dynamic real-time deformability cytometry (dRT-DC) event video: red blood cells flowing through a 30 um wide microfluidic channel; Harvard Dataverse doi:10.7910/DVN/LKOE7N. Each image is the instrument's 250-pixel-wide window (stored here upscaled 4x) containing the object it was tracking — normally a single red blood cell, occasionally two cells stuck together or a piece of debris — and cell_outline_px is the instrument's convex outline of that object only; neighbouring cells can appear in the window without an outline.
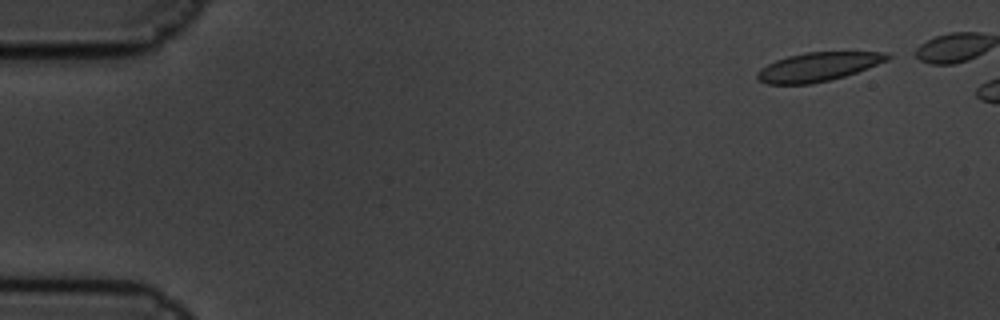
{"species": "common noctule bat (a hibernating species)", "species_latin": "Nyctalus noctula", "temperature_condition": "cold", "stored_images_in_passage": 8, "camera_frame_rate_fps": 3000, "um_per_image_px": 0.085, "animal": {"sex": "male", "body_mass_g": 19.5, "forearm_length_mm": 54.6}, "frame": {"image": 1, "passage_image": 2, "time_ms": 0.333, "image_size_px": [1000, 320], "cell_outline_px": [[892, 56], [888, 60], [868, 68], [844, 76], [812, 84], [768, 84], [760, 80], [756, 76], [756, 72], [760, 68], [776, 60], [788, 56], [804, 52], [888, 52]], "centroid_in_image_um": [69.54, 5.67], "position_along_channel_um": 15.5, "area_um2": 21.79}}